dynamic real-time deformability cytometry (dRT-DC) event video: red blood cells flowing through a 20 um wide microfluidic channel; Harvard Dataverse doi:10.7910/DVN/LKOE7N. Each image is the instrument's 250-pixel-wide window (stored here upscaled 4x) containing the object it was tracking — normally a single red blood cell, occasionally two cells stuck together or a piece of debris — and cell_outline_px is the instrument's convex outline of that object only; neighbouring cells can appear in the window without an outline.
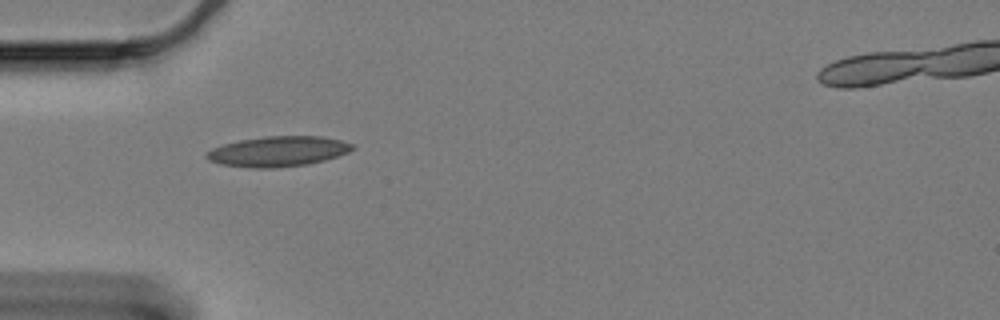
{"species": "Egyptian fruit bat (a non-hibernating species)", "species_latin": "Rousettus aegyptiacus", "temperature_condition": "cold", "stored_images_in_passage": 43, "camera_frame_rate_fps": 3000, "um_per_image_px": 0.085, "animal": {"sex": "female"}, "frame": {"image": 1, "passage_image": 1, "time_ms": 0.0, "image_size_px": [1000, 320], "cell_outline_px": [[352, 148], [348, 152], [324, 160], [308, 164], [276, 168], [248, 168], [220, 164], [208, 160], [204, 156], [212, 148], [224, 144], [240, 140], [264, 136], [320, 136], [340, 140], [352, 144]], "centroid_in_image_um": [23.58, 12.87], "position_along_channel_um": 61.4, "area_um2": 25.61}}
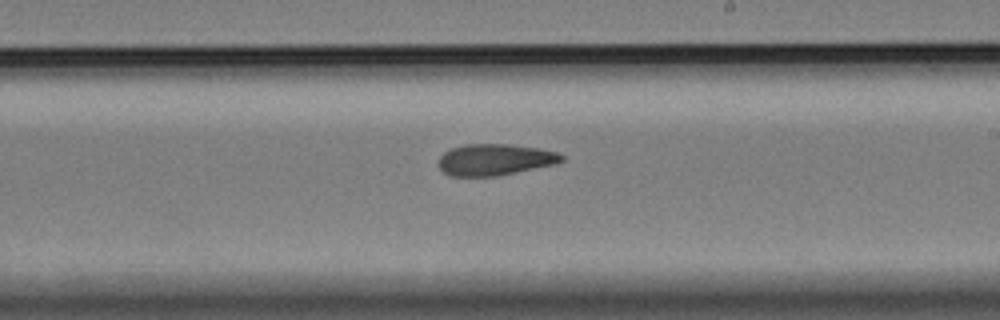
{"frame": {"image": 2, "passage_image": 18, "time_ms": 5.667, "image_size_px": [1000, 320], "cell_outline_px": [[564, 160], [556, 164], [496, 176], [452, 176], [444, 172], [440, 168], [440, 156], [448, 148], [464, 144], [512, 144], [540, 148], [556, 152], [564, 156]], "centroid_in_image_um": [42.08, 13.55], "position_along_channel_um": 246.9, "area_um2": 22.6}}
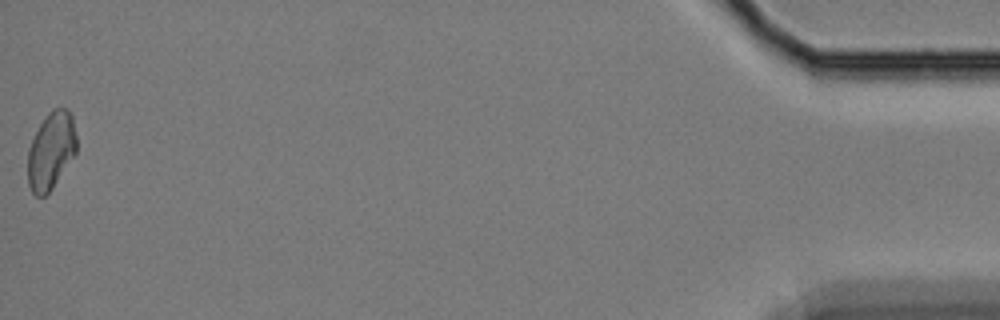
{"frame": {"image": 3, "passage_image": 43, "time_ms": 14.0, "image_size_px": [1000, 320], "cell_outline_px": [[76, 152], [52, 188], [44, 196], [36, 196], [32, 192], [28, 184], [28, 148], [40, 124], [48, 112], [52, 108], [68, 108], [72, 116], [76, 136]], "centroid_in_image_um": [4.33, 12.79], "position_along_channel_um": 430.9, "area_um2": 21.79}, "authors_computed_cell_mechanics": {"area_um2": 22.542, "velocity_mm_per_s": 3.3108, "shape_relaxation_time_tau1_ms": null, "shape_relaxation_time_tau2_ms": 7.6794, "deformation_change_tau1": null, "deformation_change_tau2": 0.143}}